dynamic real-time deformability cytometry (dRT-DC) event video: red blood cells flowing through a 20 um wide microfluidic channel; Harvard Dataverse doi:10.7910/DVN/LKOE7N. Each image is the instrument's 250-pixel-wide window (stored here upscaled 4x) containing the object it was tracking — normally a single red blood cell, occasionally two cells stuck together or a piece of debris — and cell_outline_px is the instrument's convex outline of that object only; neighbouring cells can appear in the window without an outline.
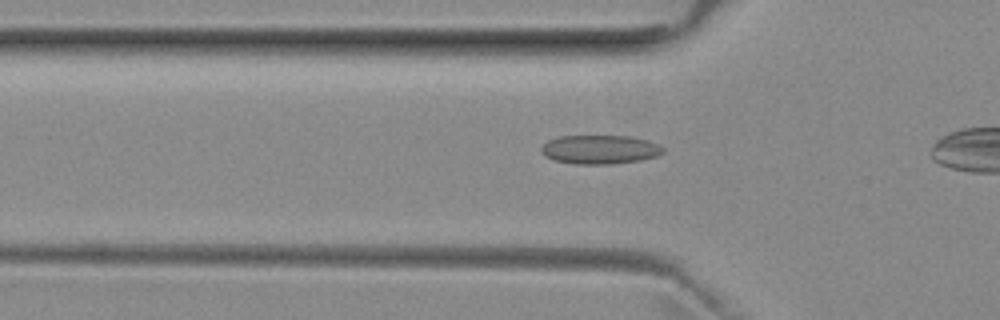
{"species": "common noctule bat (a hibernating species)", "species_latin": "Nyctalus noctula", "temperature_condition": "room temperature", "stored_images_in_passage": 19, "camera_frame_rate_fps": 3000, "um_per_image_px": 0.085, "animal": {"sex": "female", "body_mass_g": 29.2, "forearm_length_mm": 56.3}, "frame": {"image": 1, "passage_image": 7, "time_ms": 2.0, "image_size_px": [1000, 320], "cell_outline_px": [[664, 152], [656, 156], [640, 160], [612, 164], [576, 164], [552, 160], [544, 156], [540, 152], [540, 148], [548, 140], [556, 136], [632, 136], [648, 140], [660, 144], [664, 148]], "centroid_in_image_um": [50.97, 12.7], "position_along_channel_um": 74.8, "area_um2": 20.81}}
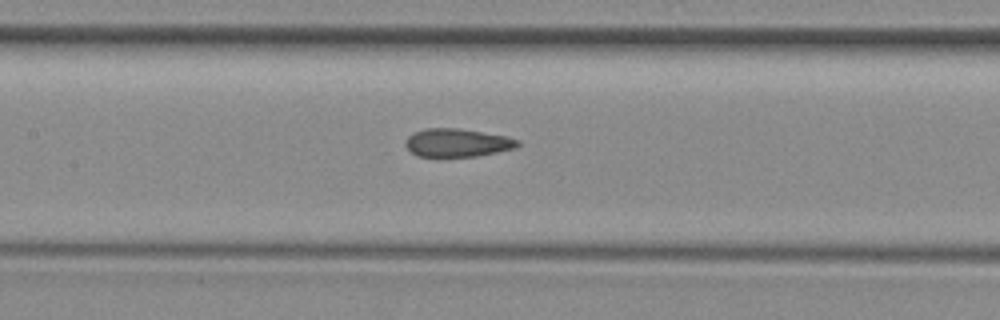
{"frame": {"image": 2, "passage_image": 14, "time_ms": 4.333, "image_size_px": [1000, 320], "cell_outline_px": [[520, 144], [512, 148], [496, 152], [476, 156], [416, 156], [404, 144], [404, 140], [412, 132], [424, 128], [460, 128], [504, 136], [520, 140]], "centroid_in_image_um": [38.8, 12.12], "position_along_channel_um": 168.6, "area_um2": 18.32}}
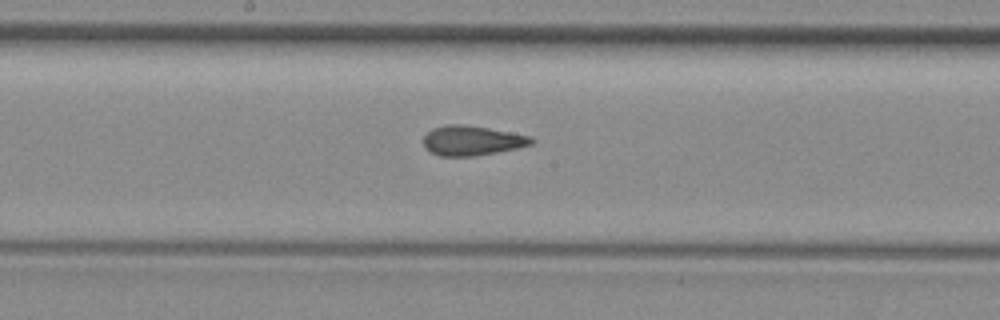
{"frame": {"image": 3, "passage_image": 17, "time_ms": 5.333, "image_size_px": [1000, 320], "cell_outline_px": [[536, 140], [532, 144], [516, 148], [496, 152], [472, 156], [440, 156], [424, 148], [424, 136], [432, 128], [444, 124], [464, 124], [512, 132], [532, 136]], "centroid_in_image_um": [40.12, 11.93], "position_along_channel_um": 208.1, "area_um2": 18.79}}